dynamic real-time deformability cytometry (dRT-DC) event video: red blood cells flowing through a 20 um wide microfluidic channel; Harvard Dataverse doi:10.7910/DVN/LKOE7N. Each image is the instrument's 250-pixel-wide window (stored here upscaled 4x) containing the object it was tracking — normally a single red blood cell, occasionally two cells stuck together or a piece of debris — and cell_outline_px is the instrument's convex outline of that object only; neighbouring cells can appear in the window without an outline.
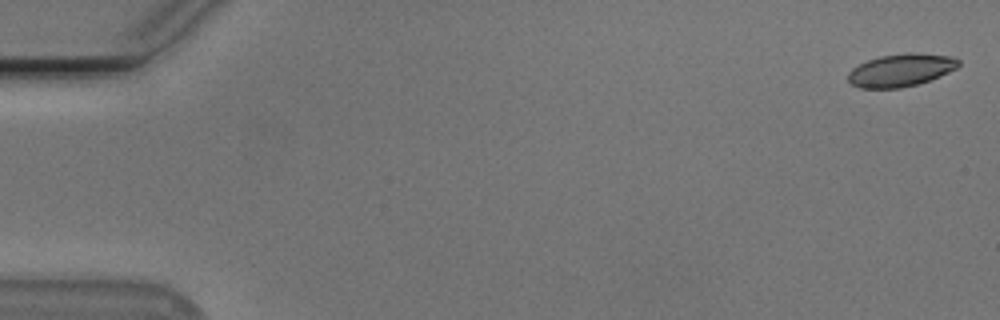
{"species": "Egyptian fruit bat (a non-hibernating species)", "species_latin": "Rousettus aegyptiacus", "temperature_condition": "cold", "stored_images_in_passage": 18, "camera_frame_rate_fps": 3000, "um_per_image_px": 0.085, "animal": {"sex": "male"}, "frame": {"image": 1, "passage_image": 2, "time_ms": 0.333, "image_size_px": [1000, 320], "cell_outline_px": [[960, 64], [956, 68], [940, 76], [916, 84], [900, 88], [860, 88], [852, 84], [848, 80], [848, 72], [852, 68], [868, 60], [880, 56], [908, 52], [912, 52], [952, 56], [960, 60]], "centroid_in_image_um": [76.57, 5.95], "position_along_channel_um": 8.4, "area_um2": 20.98}}
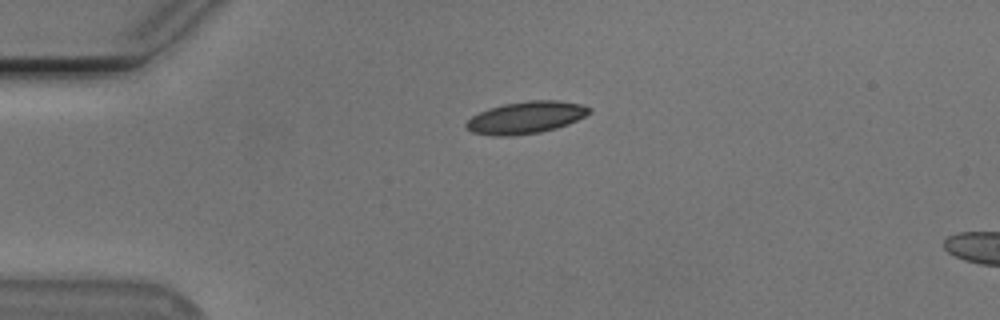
{"frame": {"image": 2, "passage_image": 14, "time_ms": 4.333, "image_size_px": [1000, 320], "cell_outline_px": [[592, 112], [568, 124], [556, 128], [540, 132], [508, 136], [492, 136], [472, 132], [464, 124], [472, 116], [488, 108], [504, 104], [528, 100], [560, 100], [580, 104], [592, 108]], "centroid_in_image_um": [44.71, 9.98], "position_along_channel_um": 40.3, "area_um2": 23.0}}